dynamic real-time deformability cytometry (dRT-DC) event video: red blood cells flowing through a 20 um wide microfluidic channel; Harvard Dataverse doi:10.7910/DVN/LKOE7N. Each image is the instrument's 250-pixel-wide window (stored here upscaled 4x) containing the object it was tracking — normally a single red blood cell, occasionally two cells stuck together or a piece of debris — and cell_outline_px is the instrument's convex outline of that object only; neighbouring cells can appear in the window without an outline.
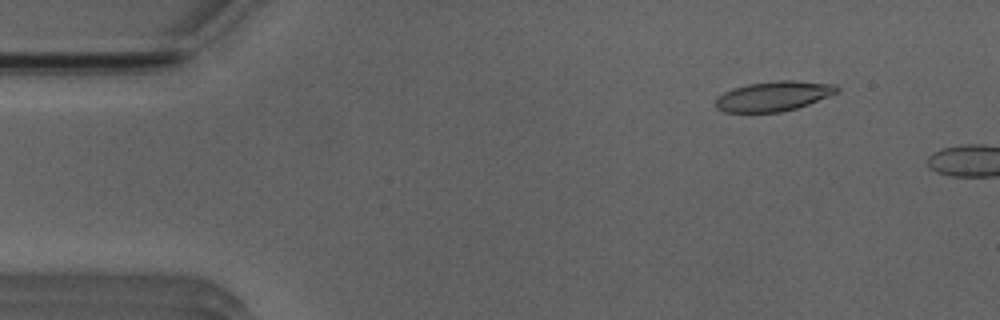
{"species": "Egyptian fruit bat (a non-hibernating species)", "species_latin": "Rousettus aegyptiacus", "temperature_condition": "room temperature", "stored_images_in_passage": 8, "camera_frame_rate_fps": 3000, "um_per_image_px": 0.085, "animal": {"sex": "male"}, "frame": {"image": 1, "passage_image": 6, "time_ms": 1.667, "image_size_px": [1000, 320], "cell_outline_px": [[840, 92], [808, 104], [796, 108], [780, 112], [724, 112], [716, 108], [716, 100], [724, 92], [732, 88], [748, 84], [780, 80], [792, 80], [836, 84], [840, 88]], "centroid_in_image_um": [65.79, 8.17], "position_along_channel_um": 19.2, "area_um2": 21.1}}